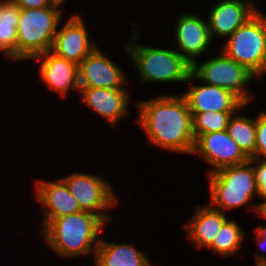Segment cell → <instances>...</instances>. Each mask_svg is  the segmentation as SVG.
<instances>
[{"instance_id": "6da1fadb", "label": "cell", "mask_w": 266, "mask_h": 266, "mask_svg": "<svg viewBox=\"0 0 266 266\" xmlns=\"http://www.w3.org/2000/svg\"><path fill=\"white\" fill-rule=\"evenodd\" d=\"M138 124L147 134L149 143L178 153L192 154L195 138L192 114L181 95H163L137 101Z\"/></svg>"}, {"instance_id": "7a4b0ae2", "label": "cell", "mask_w": 266, "mask_h": 266, "mask_svg": "<svg viewBox=\"0 0 266 266\" xmlns=\"http://www.w3.org/2000/svg\"><path fill=\"white\" fill-rule=\"evenodd\" d=\"M106 223L96 214L80 211L54 218L41 231L52 252L62 257L95 255ZM96 243V244H94Z\"/></svg>"}, {"instance_id": "3957f363", "label": "cell", "mask_w": 266, "mask_h": 266, "mask_svg": "<svg viewBox=\"0 0 266 266\" xmlns=\"http://www.w3.org/2000/svg\"><path fill=\"white\" fill-rule=\"evenodd\" d=\"M138 32L123 47L134 62L143 83H186L192 73V65L176 50L155 48L138 44Z\"/></svg>"}, {"instance_id": "277c9868", "label": "cell", "mask_w": 266, "mask_h": 266, "mask_svg": "<svg viewBox=\"0 0 266 266\" xmlns=\"http://www.w3.org/2000/svg\"><path fill=\"white\" fill-rule=\"evenodd\" d=\"M209 193L212 207L226 212L247 205V211H253L255 205L248 202L260 196L253 164L248 160L208 174ZM225 210V211H224Z\"/></svg>"}, {"instance_id": "5b68a950", "label": "cell", "mask_w": 266, "mask_h": 266, "mask_svg": "<svg viewBox=\"0 0 266 266\" xmlns=\"http://www.w3.org/2000/svg\"><path fill=\"white\" fill-rule=\"evenodd\" d=\"M57 4L49 7L20 8L17 24V62L33 59L51 51L63 11Z\"/></svg>"}, {"instance_id": "8992f818", "label": "cell", "mask_w": 266, "mask_h": 266, "mask_svg": "<svg viewBox=\"0 0 266 266\" xmlns=\"http://www.w3.org/2000/svg\"><path fill=\"white\" fill-rule=\"evenodd\" d=\"M223 46L221 49L229 58L262 77L266 74V14L259 10Z\"/></svg>"}, {"instance_id": "52a82bcc", "label": "cell", "mask_w": 266, "mask_h": 266, "mask_svg": "<svg viewBox=\"0 0 266 266\" xmlns=\"http://www.w3.org/2000/svg\"><path fill=\"white\" fill-rule=\"evenodd\" d=\"M215 56L202 63L196 61L192 65V73L196 80L230 90L237 95L246 105L253 100L252 94L247 89L248 83L255 75L245 66L229 58L222 50Z\"/></svg>"}, {"instance_id": "ba28073f", "label": "cell", "mask_w": 266, "mask_h": 266, "mask_svg": "<svg viewBox=\"0 0 266 266\" xmlns=\"http://www.w3.org/2000/svg\"><path fill=\"white\" fill-rule=\"evenodd\" d=\"M61 179L66 183L82 211L98 215L107 224L110 216L105 213L106 210L118 203L110 183L95 174L78 172Z\"/></svg>"}, {"instance_id": "9c48e42d", "label": "cell", "mask_w": 266, "mask_h": 266, "mask_svg": "<svg viewBox=\"0 0 266 266\" xmlns=\"http://www.w3.org/2000/svg\"><path fill=\"white\" fill-rule=\"evenodd\" d=\"M192 154L201 155L205 163L214 168L209 173L249 160L226 130L200 135L195 140Z\"/></svg>"}, {"instance_id": "30bf717a", "label": "cell", "mask_w": 266, "mask_h": 266, "mask_svg": "<svg viewBox=\"0 0 266 266\" xmlns=\"http://www.w3.org/2000/svg\"><path fill=\"white\" fill-rule=\"evenodd\" d=\"M196 76L191 73L187 82L192 85L183 93L190 112H239L246 104L230 90L208 84L194 85Z\"/></svg>"}, {"instance_id": "8fae6325", "label": "cell", "mask_w": 266, "mask_h": 266, "mask_svg": "<svg viewBox=\"0 0 266 266\" xmlns=\"http://www.w3.org/2000/svg\"><path fill=\"white\" fill-rule=\"evenodd\" d=\"M69 17L64 26L58 28L51 52L79 65L97 44L90 41L83 18L77 13Z\"/></svg>"}, {"instance_id": "7c38bea8", "label": "cell", "mask_w": 266, "mask_h": 266, "mask_svg": "<svg viewBox=\"0 0 266 266\" xmlns=\"http://www.w3.org/2000/svg\"><path fill=\"white\" fill-rule=\"evenodd\" d=\"M127 83L122 68L107 58L98 46L79 64V87L117 89Z\"/></svg>"}, {"instance_id": "4fadbf2b", "label": "cell", "mask_w": 266, "mask_h": 266, "mask_svg": "<svg viewBox=\"0 0 266 266\" xmlns=\"http://www.w3.org/2000/svg\"><path fill=\"white\" fill-rule=\"evenodd\" d=\"M175 37L178 51L191 65L206 52L211 43L208 21L197 14L183 13L176 18Z\"/></svg>"}, {"instance_id": "5bb4252c", "label": "cell", "mask_w": 266, "mask_h": 266, "mask_svg": "<svg viewBox=\"0 0 266 266\" xmlns=\"http://www.w3.org/2000/svg\"><path fill=\"white\" fill-rule=\"evenodd\" d=\"M258 11L253 0H221L211 8L207 18L211 38L228 39Z\"/></svg>"}, {"instance_id": "9a60e30c", "label": "cell", "mask_w": 266, "mask_h": 266, "mask_svg": "<svg viewBox=\"0 0 266 266\" xmlns=\"http://www.w3.org/2000/svg\"><path fill=\"white\" fill-rule=\"evenodd\" d=\"M35 183V197L45 209L42 229L54 218L82 211L61 178L57 181L36 180Z\"/></svg>"}, {"instance_id": "2e32d148", "label": "cell", "mask_w": 266, "mask_h": 266, "mask_svg": "<svg viewBox=\"0 0 266 266\" xmlns=\"http://www.w3.org/2000/svg\"><path fill=\"white\" fill-rule=\"evenodd\" d=\"M126 88L105 89L79 87L84 103L111 125H115L128 114L130 94Z\"/></svg>"}, {"instance_id": "e0dca14e", "label": "cell", "mask_w": 266, "mask_h": 266, "mask_svg": "<svg viewBox=\"0 0 266 266\" xmlns=\"http://www.w3.org/2000/svg\"><path fill=\"white\" fill-rule=\"evenodd\" d=\"M42 61L39 66V75L51 90L61 97H66L71 89L79 90V65L56 56L47 51L34 57Z\"/></svg>"}, {"instance_id": "ac0fdd59", "label": "cell", "mask_w": 266, "mask_h": 266, "mask_svg": "<svg viewBox=\"0 0 266 266\" xmlns=\"http://www.w3.org/2000/svg\"><path fill=\"white\" fill-rule=\"evenodd\" d=\"M228 217L209 203L197 208L195 214L185 223L186 235L195 247L208 248Z\"/></svg>"}, {"instance_id": "d6986e66", "label": "cell", "mask_w": 266, "mask_h": 266, "mask_svg": "<svg viewBox=\"0 0 266 266\" xmlns=\"http://www.w3.org/2000/svg\"><path fill=\"white\" fill-rule=\"evenodd\" d=\"M94 266H150V260L133 244H120L100 239Z\"/></svg>"}, {"instance_id": "ffe728a7", "label": "cell", "mask_w": 266, "mask_h": 266, "mask_svg": "<svg viewBox=\"0 0 266 266\" xmlns=\"http://www.w3.org/2000/svg\"><path fill=\"white\" fill-rule=\"evenodd\" d=\"M20 8L12 0L0 1V52L17 61V24Z\"/></svg>"}, {"instance_id": "44dd1931", "label": "cell", "mask_w": 266, "mask_h": 266, "mask_svg": "<svg viewBox=\"0 0 266 266\" xmlns=\"http://www.w3.org/2000/svg\"><path fill=\"white\" fill-rule=\"evenodd\" d=\"M237 113L230 117L226 131L248 159L254 158L256 119Z\"/></svg>"}, {"instance_id": "7402d4cb", "label": "cell", "mask_w": 266, "mask_h": 266, "mask_svg": "<svg viewBox=\"0 0 266 266\" xmlns=\"http://www.w3.org/2000/svg\"><path fill=\"white\" fill-rule=\"evenodd\" d=\"M239 225L237 221L229 218L223 224L213 243L208 248L223 257H230V255L238 252L245 238V231Z\"/></svg>"}, {"instance_id": "603a6c76", "label": "cell", "mask_w": 266, "mask_h": 266, "mask_svg": "<svg viewBox=\"0 0 266 266\" xmlns=\"http://www.w3.org/2000/svg\"><path fill=\"white\" fill-rule=\"evenodd\" d=\"M236 112H191L195 140L203 134L226 130L230 117Z\"/></svg>"}, {"instance_id": "cb8c5ba5", "label": "cell", "mask_w": 266, "mask_h": 266, "mask_svg": "<svg viewBox=\"0 0 266 266\" xmlns=\"http://www.w3.org/2000/svg\"><path fill=\"white\" fill-rule=\"evenodd\" d=\"M254 158L266 159V111L256 118V137Z\"/></svg>"}, {"instance_id": "d4e9b609", "label": "cell", "mask_w": 266, "mask_h": 266, "mask_svg": "<svg viewBox=\"0 0 266 266\" xmlns=\"http://www.w3.org/2000/svg\"><path fill=\"white\" fill-rule=\"evenodd\" d=\"M249 161L253 164L255 170L259 193L266 196V159L251 158Z\"/></svg>"}, {"instance_id": "484cf974", "label": "cell", "mask_w": 266, "mask_h": 266, "mask_svg": "<svg viewBox=\"0 0 266 266\" xmlns=\"http://www.w3.org/2000/svg\"><path fill=\"white\" fill-rule=\"evenodd\" d=\"M19 8L32 9L53 6L52 0H12Z\"/></svg>"}, {"instance_id": "4316f807", "label": "cell", "mask_w": 266, "mask_h": 266, "mask_svg": "<svg viewBox=\"0 0 266 266\" xmlns=\"http://www.w3.org/2000/svg\"><path fill=\"white\" fill-rule=\"evenodd\" d=\"M256 231V236H254L257 240V245H259L260 249L263 251H266V226H257L255 229Z\"/></svg>"}, {"instance_id": "83f0119b", "label": "cell", "mask_w": 266, "mask_h": 266, "mask_svg": "<svg viewBox=\"0 0 266 266\" xmlns=\"http://www.w3.org/2000/svg\"><path fill=\"white\" fill-rule=\"evenodd\" d=\"M260 197L264 201L255 205L254 212L266 219V196L260 195L259 198Z\"/></svg>"}, {"instance_id": "f1b7e54d", "label": "cell", "mask_w": 266, "mask_h": 266, "mask_svg": "<svg viewBox=\"0 0 266 266\" xmlns=\"http://www.w3.org/2000/svg\"><path fill=\"white\" fill-rule=\"evenodd\" d=\"M255 266H266V256L263 254H255Z\"/></svg>"}, {"instance_id": "f546056e", "label": "cell", "mask_w": 266, "mask_h": 266, "mask_svg": "<svg viewBox=\"0 0 266 266\" xmlns=\"http://www.w3.org/2000/svg\"><path fill=\"white\" fill-rule=\"evenodd\" d=\"M54 4H57L62 7V4H64L65 0H52Z\"/></svg>"}]
</instances>
